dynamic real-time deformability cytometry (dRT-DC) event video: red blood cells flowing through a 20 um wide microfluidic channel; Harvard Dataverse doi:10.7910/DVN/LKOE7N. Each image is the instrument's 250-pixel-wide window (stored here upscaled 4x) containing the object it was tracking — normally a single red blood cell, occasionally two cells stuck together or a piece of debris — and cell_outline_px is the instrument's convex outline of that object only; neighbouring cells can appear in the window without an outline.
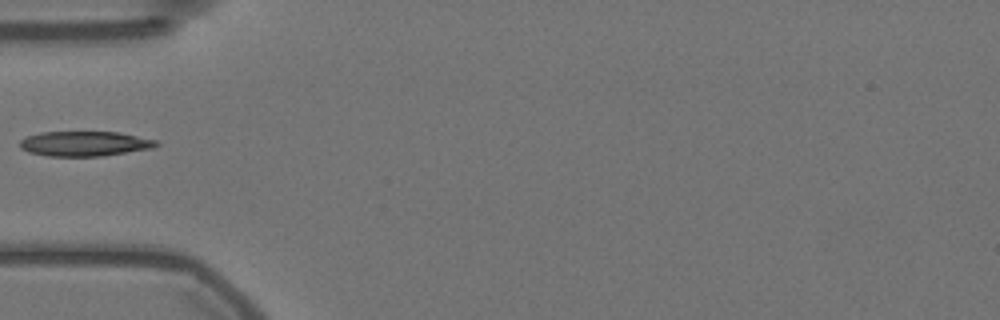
{"species": "Egyptian fruit bat (a non-hibernating species)", "species_latin": "Rousettus aegyptiacus", "temperature_condition": "warm", "stored_images_in_passage": 39, "camera_frame_rate_fps": 3000, "um_per_image_px": 0.085, "animal": {"sex": "female"}, "frame": {"image": 1, "passage_image": 1, "time_ms": 0.0, "image_size_px": [1000, 320], "cell_outline_px": [[160, 144], [152, 148], [100, 156], [48, 156], [28, 152], [20, 148], [20, 140], [24, 136], [40, 132], [120, 132], [156, 140]], "centroid_in_image_um": [7.15, 12.2], "position_along_channel_um": 77.8, "area_um2": 19.83}}
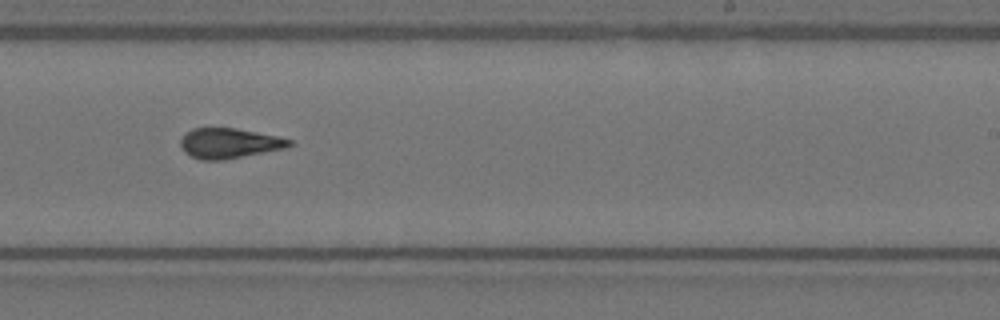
{"frame": {"image": 2, "passage_image": 17, "time_ms": 5.333, "image_size_px": [1000, 320], "cell_outline_px": [[292, 144], [288, 148], [224, 160], [200, 160], [184, 152], [180, 144], [180, 140], [192, 128], [236, 128], [276, 136], [292, 140]], "centroid_in_image_um": [19.5, 12.19], "position_along_channel_um": 269.5, "area_um2": 19.07}}
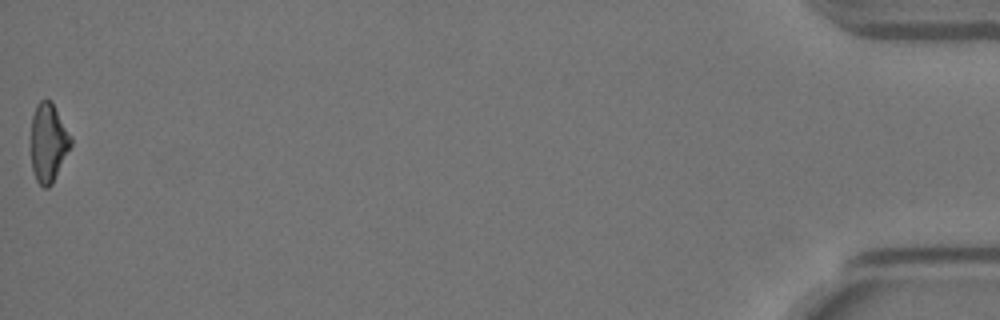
{"frame": {"image": 3, "passage_image": 39, "time_ms": 12.667, "image_size_px": [1000, 320], "cell_outline_px": [[72, 144], [52, 184], [48, 188], [44, 188], [36, 180], [32, 168], [32, 116], [36, 104], [40, 100], [52, 100], [72, 136]], "centroid_in_image_um": [4.13, 12.09], "position_along_channel_um": 431.1, "area_um2": 18.32}}